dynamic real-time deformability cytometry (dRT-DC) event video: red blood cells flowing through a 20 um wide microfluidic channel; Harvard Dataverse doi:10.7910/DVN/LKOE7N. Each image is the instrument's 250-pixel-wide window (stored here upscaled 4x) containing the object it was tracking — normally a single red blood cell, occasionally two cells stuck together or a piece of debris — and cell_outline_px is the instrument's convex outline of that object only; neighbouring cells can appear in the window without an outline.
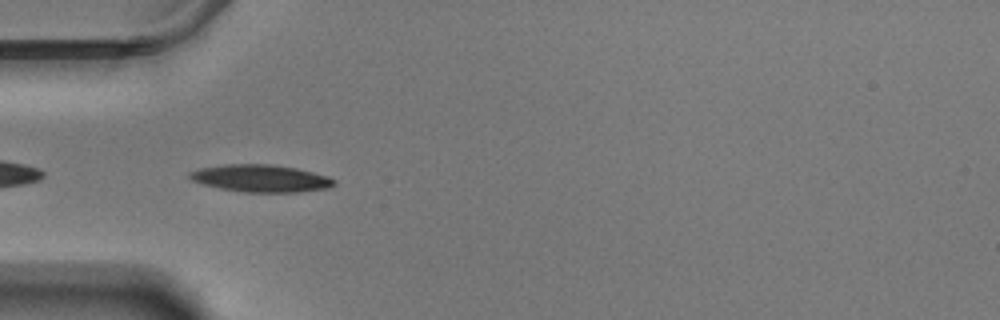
{"species": "Egyptian fruit bat (a non-hibernating species)", "species_latin": "Rousettus aegyptiacus", "temperature_condition": "warm", "stored_images_in_passage": 42, "camera_frame_rate_fps": 3000, "um_per_image_px": 0.085, "animal": {"sex": "male"}, "frame": {"image": 1, "passage_image": 2, "time_ms": 0.333, "image_size_px": [1000, 320], "cell_outline_px": [[336, 184], [328, 188], [300, 192], [244, 192], [220, 188], [204, 184], [192, 180], [188, 176], [188, 172], [200, 168], [224, 164], [272, 164], [296, 168], [328, 176], [336, 180]], "centroid_in_image_um": [22.18, 15.15], "position_along_channel_um": 62.8, "area_um2": 23.0}}
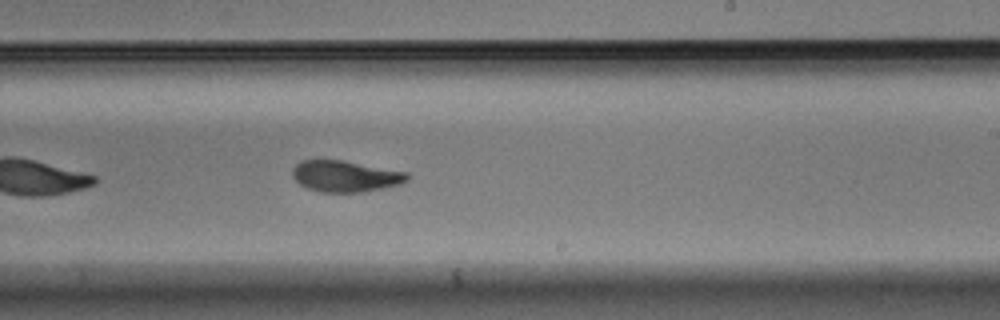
{"frame": {"image": 2, "passage_image": 19, "time_ms": 6.0, "image_size_px": [1000, 320], "cell_outline_px": [[408, 180], [400, 184], [364, 192], [320, 192], [308, 188], [300, 184], [292, 176], [292, 168], [300, 160], [344, 160], [408, 172]], "centroid_in_image_um": [29.35, 14.97], "position_along_channel_um": 259.7, "area_um2": 20.98}}
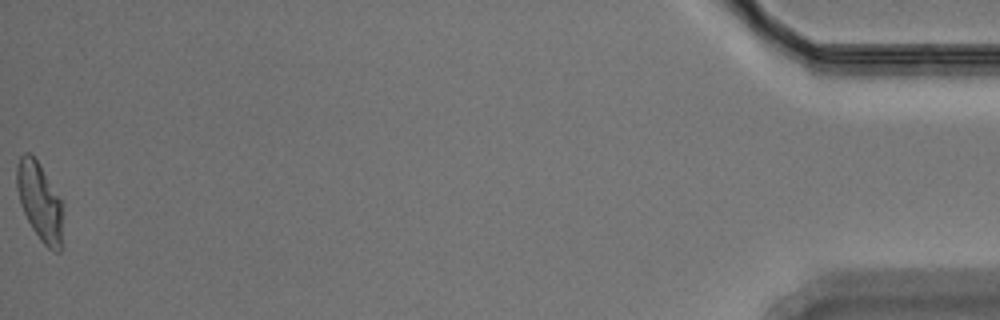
{"frame": {"image": 3, "passage_image": 42, "time_ms": 13.667, "image_size_px": [1000, 320], "cell_outline_px": [[60, 252], [56, 252], [48, 248], [40, 240], [32, 228], [20, 204], [16, 188], [16, 164], [20, 156], [24, 152], [28, 152], [36, 160], [60, 200]], "centroid_in_image_um": [3.29, 17.11], "position_along_channel_um": 431.9, "area_um2": 20.06}, "authors_computed_cell_mechanics": {"area_um2": 21.6461, "velocity_mm_per_s": 3.4943, "shape_relaxation_time_tau1_ms": 4.3773, "shape_relaxation_time_tau2_ms": 2.1364, "deformation_change_tau1": 0.1502, "deformation_change_tau2": 0.077}}